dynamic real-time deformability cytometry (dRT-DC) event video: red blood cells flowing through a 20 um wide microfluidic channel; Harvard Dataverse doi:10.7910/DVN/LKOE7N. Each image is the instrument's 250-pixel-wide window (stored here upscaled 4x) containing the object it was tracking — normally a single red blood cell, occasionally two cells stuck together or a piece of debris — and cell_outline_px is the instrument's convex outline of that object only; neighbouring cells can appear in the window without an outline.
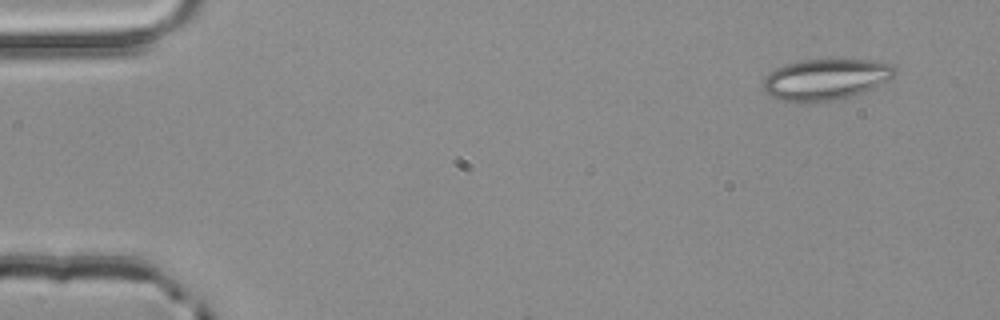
{"species": "common noctule bat (a hibernating species)", "species_latin": "Nyctalus noctula", "temperature_condition": "room temperature", "stored_images_in_passage": 3, "camera_frame_rate_fps": 3000, "um_per_image_px": 0.085, "animal": {"sex": "male", "body_mass_g": 20.4}, "frame": {"image": 1, "passage_image": 1, "time_ms": 0.0, "image_size_px": [1000, 320], "cell_outline_px": [[896, 72], [892, 80], [872, 88], [848, 96], [832, 100], [808, 104], [796, 104], [768, 96], [764, 92], [764, 76], [776, 68], [784, 64], [804, 60], [872, 60], [892, 64], [896, 68]], "centroid_in_image_um": [70.15, 6.77], "position_along_channel_um": 14.8, "area_um2": 31.91}}